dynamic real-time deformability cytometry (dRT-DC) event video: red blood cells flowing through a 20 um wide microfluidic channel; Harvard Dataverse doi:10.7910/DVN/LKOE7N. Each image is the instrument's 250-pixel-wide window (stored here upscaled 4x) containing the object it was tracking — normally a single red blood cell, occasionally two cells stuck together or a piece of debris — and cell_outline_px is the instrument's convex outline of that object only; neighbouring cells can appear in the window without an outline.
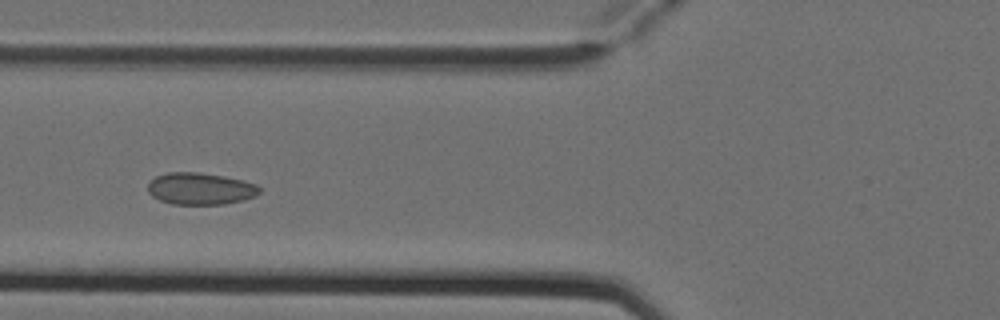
{"species": "Egyptian fruit bat (a non-hibernating species)", "species_latin": "Rousettus aegyptiacus", "temperature_condition": "cold", "stored_images_in_passage": 6, "camera_frame_rate_fps": 3000, "um_per_image_px": 0.085, "animal": {"sex": "female"}, "frame": {"image": 1, "passage_image": 4, "time_ms": 1.0, "image_size_px": [1000, 320], "cell_outline_px": [[260, 192], [256, 196], [244, 200], [224, 204], [172, 204], [160, 200], [152, 196], [148, 192], [148, 180], [156, 176], [168, 172], [196, 172], [224, 176], [244, 180], [256, 184], [260, 188]], "centroid_in_image_um": [17.02, 16.03], "position_along_channel_um": 108.8, "area_um2": 20.92}}
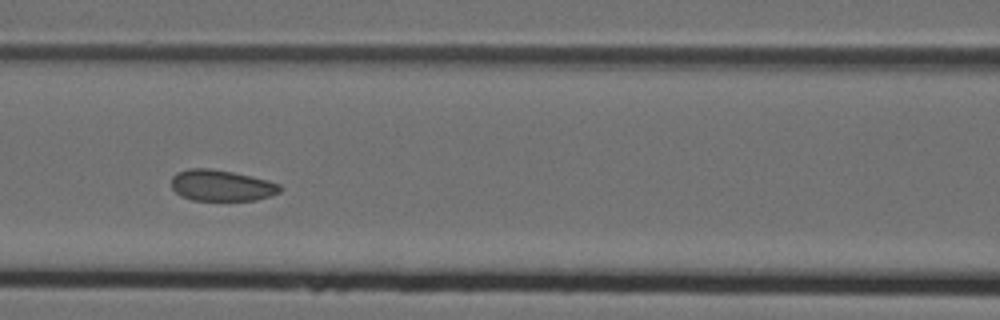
{"frame": {"image": 2, "passage_image": 5, "time_ms": 1.333, "image_size_px": [1000, 320], "cell_outline_px": [[284, 188], [280, 192], [272, 196], [256, 200], [192, 200], [180, 196], [172, 188], [172, 176], [176, 172], [188, 168], [208, 168], [232, 172], [252, 176], [268, 180], [280, 184]], "centroid_in_image_um": [18.85, 15.76], "position_along_channel_um": 147.8, "area_um2": 19.94}}
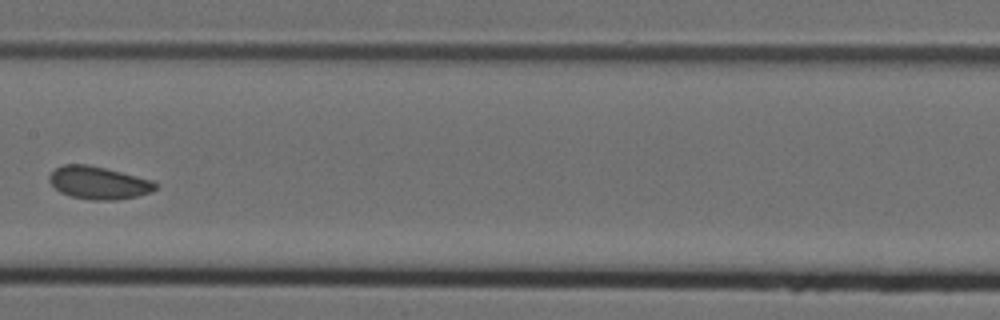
{"frame": {"image": 3, "passage_image": 6, "time_ms": 1.667, "image_size_px": [1000, 320], "cell_outline_px": [[160, 184], [152, 192], [136, 196], [116, 200], [92, 200], [68, 196], [60, 192], [48, 180], [48, 176], [56, 168], [64, 164], [88, 164], [152, 180]], "centroid_in_image_um": [8.38, 15.54], "position_along_channel_um": 199.0, "area_um2": 20.23}}